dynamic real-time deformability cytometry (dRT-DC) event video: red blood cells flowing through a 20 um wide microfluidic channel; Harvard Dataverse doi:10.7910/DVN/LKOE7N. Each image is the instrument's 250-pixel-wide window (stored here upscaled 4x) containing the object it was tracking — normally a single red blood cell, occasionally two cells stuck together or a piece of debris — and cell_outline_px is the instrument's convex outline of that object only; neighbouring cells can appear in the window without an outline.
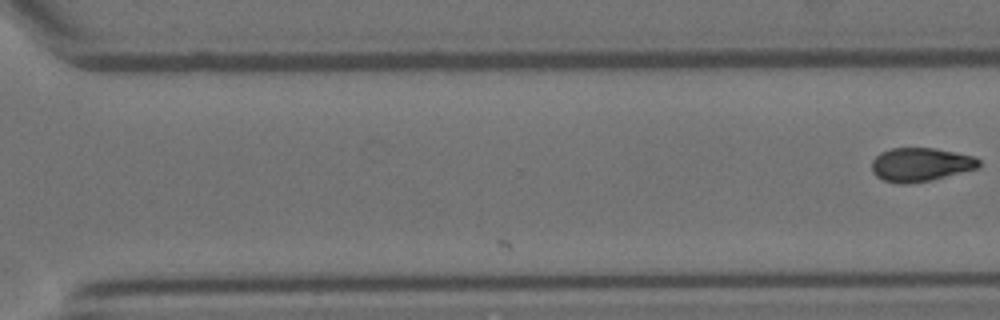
{"species": "Egyptian fruit bat (a non-hibernating species)", "species_latin": "Rousettus aegyptiacus", "temperature_condition": "room temperature", "stored_images_in_passage": 30, "camera_frame_rate_fps": 3000, "um_per_image_px": 0.085, "animal": {"sex": "female"}, "frame": {"image": 1, "passage_image": 30, "time_ms": 9.667, "image_size_px": [1000, 320], "cell_outline_px": [[980, 168], [928, 180], [908, 184], [896, 184], [884, 180], [876, 176], [872, 172], [872, 160], [880, 152], [892, 148], [936, 148], [976, 156], [980, 160]], "centroid_in_image_um": [78.26, 13.98], "position_along_channel_um": 292.3, "area_um2": 21.15}}